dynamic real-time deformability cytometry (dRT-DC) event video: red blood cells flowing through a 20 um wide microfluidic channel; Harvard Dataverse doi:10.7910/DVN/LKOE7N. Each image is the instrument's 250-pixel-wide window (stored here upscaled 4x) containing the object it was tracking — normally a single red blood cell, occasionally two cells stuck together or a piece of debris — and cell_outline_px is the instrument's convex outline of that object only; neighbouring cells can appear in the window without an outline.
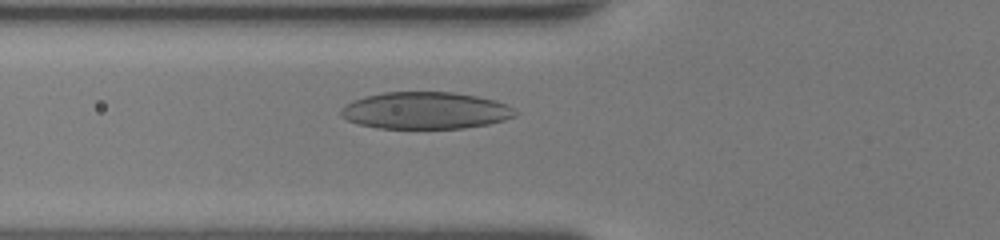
{"species": "human", "species_latin": "Homo sapiens", "temperature_condition": "room temperature", "stored_images_in_passage": 46, "camera_frame_rate_fps": 3000, "um_per_image_px": 0.085, "donor": {"sex": "female"}, "frame": {"image": 1, "passage_image": 16, "time_ms": 5.0, "image_size_px": [1000, 240], "cell_outline_px": [[520, 112], [516, 116], [504, 120], [488, 124], [464, 128], [376, 128], [356, 124], [340, 116], [340, 108], [352, 100], [364, 96], [384, 92], [452, 92], [476, 96], [496, 100], [508, 104]], "centroid_in_image_um": [36.16, 9.39], "position_along_channel_um": 89.6, "area_um2": 37.97}}
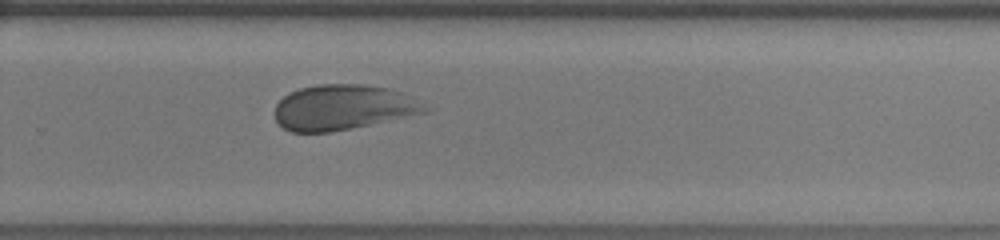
{"frame": {"image": 2, "passage_image": 31, "time_ms": 10.0, "image_size_px": [1000, 240], "cell_outline_px": [[432, 108], [428, 112], [352, 128], [332, 132], [292, 132], [284, 128], [276, 120], [276, 104], [288, 92], [300, 88], [316, 84], [364, 84], [392, 88]], "centroid_in_image_um": [29.17, 9.12], "position_along_channel_um": 300.6, "area_um2": 39.59}}
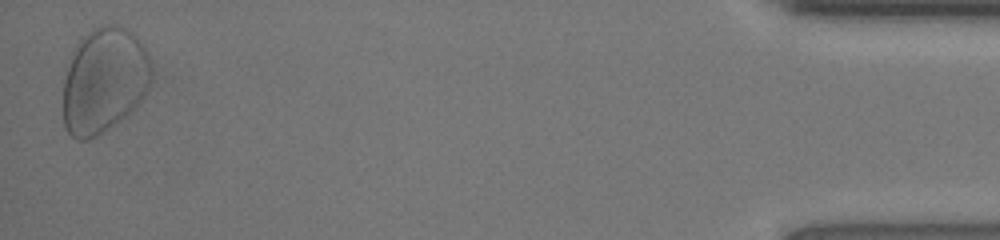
{"frame": {"image": 3, "passage_image": 46, "time_ms": 15.0, "image_size_px": [1000, 240], "cell_outline_px": [[152, 76], [148, 88], [144, 96], [120, 120], [96, 136], [88, 140], [76, 140], [64, 128], [64, 80], [68, 56], [76, 44], [88, 32], [96, 28], [112, 24], [124, 28], [132, 32], [144, 44], [152, 68]], "centroid_in_image_um": [8.83, 6.82], "position_along_channel_um": 426.4, "area_um2": 54.27}, "authors_computed_cell_mechanics": {"area_um2": 39.4485, "velocity_mm_per_s": 4.233, "shape_relaxation_time_tau1_ms": 4.0682, "shape_relaxation_time_tau2_ms": null, "deformation_change_tau1": 0.1471, "deformation_change_tau2": null}}